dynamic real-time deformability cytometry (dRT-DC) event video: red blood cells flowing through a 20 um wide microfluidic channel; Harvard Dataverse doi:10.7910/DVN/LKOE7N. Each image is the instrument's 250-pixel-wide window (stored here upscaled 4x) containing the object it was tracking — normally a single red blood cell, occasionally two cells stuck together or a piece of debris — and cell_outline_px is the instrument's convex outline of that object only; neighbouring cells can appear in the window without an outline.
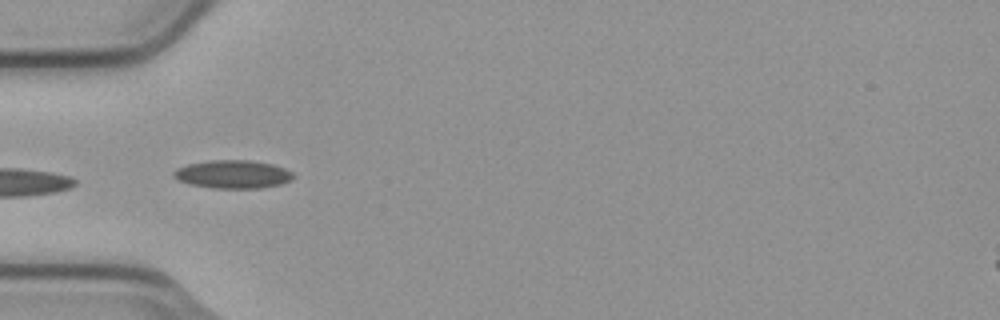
{"species": "common noctule bat (a hibernating species)", "species_latin": "Nyctalus noctula", "temperature_condition": "cold", "stored_images_in_passage": 6, "camera_frame_rate_fps": 3000, "um_per_image_px": 0.085, "animal": {"sex": "male", "body_mass_g": 23.1, "forearm_length_mm": 52.7}, "frame": {"image": 1, "passage_image": 5, "time_ms": 1.333, "image_size_px": [1000, 320], "cell_outline_px": [[296, 176], [292, 180], [280, 184], [260, 188], [212, 188], [188, 184], [176, 180], [172, 176], [172, 172], [176, 168], [188, 164], [212, 160], [248, 160], [272, 164], [284, 168], [292, 172]], "centroid_in_image_um": [19.76, 14.82], "position_along_channel_um": 65.2, "area_um2": 19.83}}
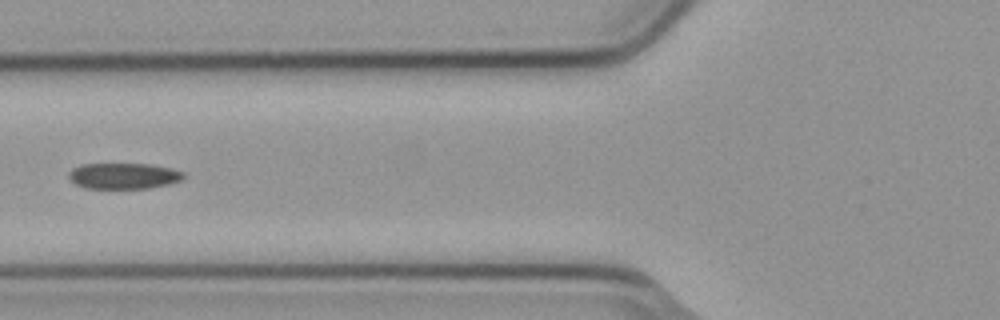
{"frame": {"image": 2, "passage_image": 6, "time_ms": 1.667, "image_size_px": [1000, 320], "cell_outline_px": [[184, 176], [180, 180], [172, 184], [148, 188], [84, 188], [76, 184], [68, 176], [68, 172], [72, 168], [80, 164], [148, 164], [172, 168], [184, 172]], "centroid_in_image_um": [10.51, 14.95], "position_along_channel_um": 115.3, "area_um2": 17.4}}